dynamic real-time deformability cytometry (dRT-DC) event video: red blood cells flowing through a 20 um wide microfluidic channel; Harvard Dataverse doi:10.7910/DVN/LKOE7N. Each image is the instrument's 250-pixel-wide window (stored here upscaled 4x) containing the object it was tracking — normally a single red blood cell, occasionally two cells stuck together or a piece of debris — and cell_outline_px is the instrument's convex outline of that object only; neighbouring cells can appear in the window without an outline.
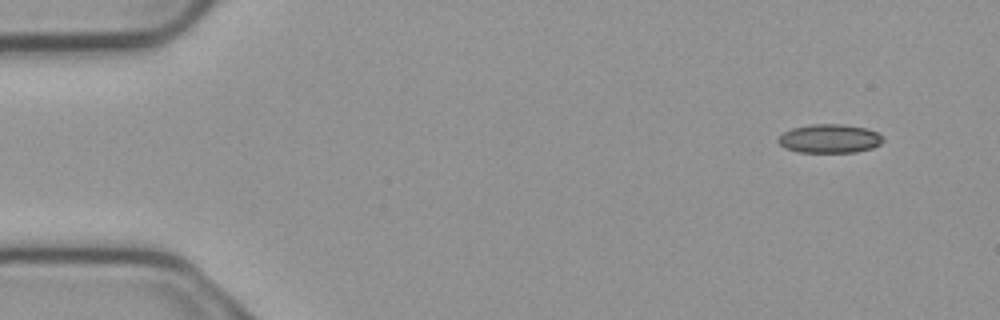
{"species": "common noctule bat (a hibernating species)", "species_latin": "Nyctalus noctula", "temperature_condition": "cold", "stored_images_in_passage": 5, "camera_frame_rate_fps": 3000, "um_per_image_px": 0.085, "animal": {"sex": "male", "body_mass_g": 23.1, "forearm_length_mm": 52.7}, "frame": {"image": 1, "passage_image": 1, "time_ms": 0.0, "image_size_px": [1000, 320], "cell_outline_px": [[884, 140], [880, 144], [872, 148], [856, 152], [800, 152], [784, 148], [776, 140], [784, 132], [792, 128], [812, 124], [844, 124], [864, 128], [876, 132]], "centroid_in_image_um": [70.49, 11.78], "position_along_channel_um": 14.5, "area_um2": 17.46}}
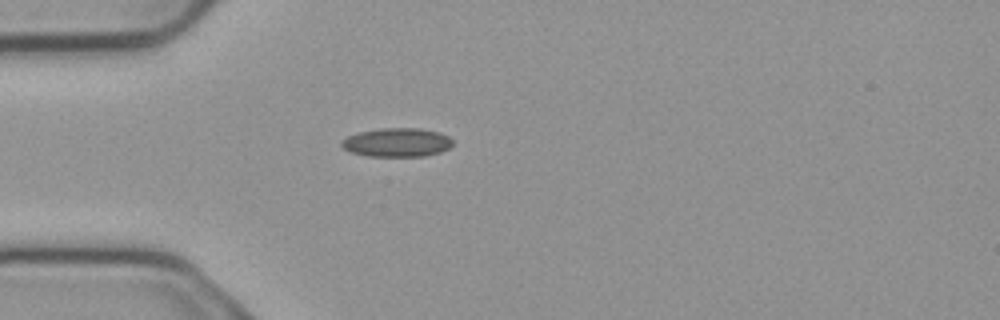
{"frame": {"image": 2, "passage_image": 4, "time_ms": 1.0, "image_size_px": [1000, 320], "cell_outline_px": [[452, 144], [448, 148], [440, 152], [424, 156], [368, 156], [352, 152], [344, 148], [340, 144], [340, 140], [348, 136], [360, 132], [380, 128], [420, 128], [440, 132], [448, 136], [452, 140]], "centroid_in_image_um": [33.74, 12.1], "position_along_channel_um": 51.3, "area_um2": 18.61}}